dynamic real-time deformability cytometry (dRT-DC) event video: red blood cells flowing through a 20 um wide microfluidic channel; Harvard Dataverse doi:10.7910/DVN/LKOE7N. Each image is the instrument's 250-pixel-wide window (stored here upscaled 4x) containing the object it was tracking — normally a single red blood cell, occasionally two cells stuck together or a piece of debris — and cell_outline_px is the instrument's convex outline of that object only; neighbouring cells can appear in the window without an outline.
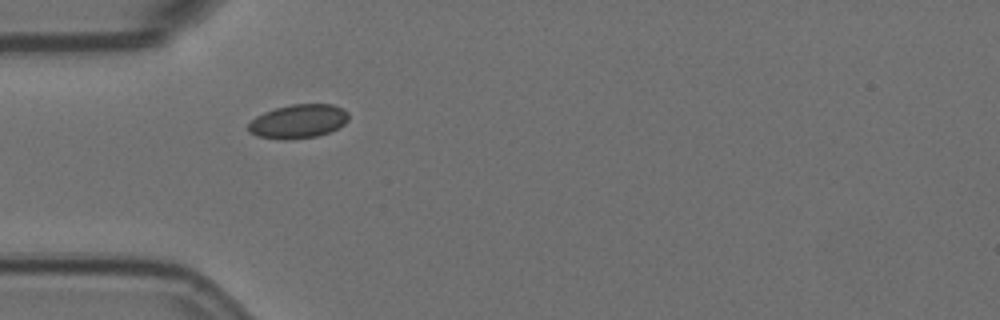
{"species": "Egyptian fruit bat (a non-hibernating species)", "species_latin": "Rousettus aegyptiacus", "temperature_condition": "room temperature", "stored_images_in_passage": 1, "camera_frame_rate_fps": 3000, "um_per_image_px": 0.085, "animal": {"sex": "female"}, "frame": {"image": 1, "passage_image": 1, "time_ms": 0.0, "image_size_px": [1000, 320], "cell_outline_px": [[348, 120], [344, 124], [328, 132], [316, 136], [284, 140], [256, 136], [248, 132], [248, 124], [256, 116], [264, 112], [276, 108], [292, 104], [332, 104], [344, 108], [348, 112]], "centroid_in_image_um": [25.34, 10.31], "position_along_channel_um": 59.7, "area_um2": 19.77}}